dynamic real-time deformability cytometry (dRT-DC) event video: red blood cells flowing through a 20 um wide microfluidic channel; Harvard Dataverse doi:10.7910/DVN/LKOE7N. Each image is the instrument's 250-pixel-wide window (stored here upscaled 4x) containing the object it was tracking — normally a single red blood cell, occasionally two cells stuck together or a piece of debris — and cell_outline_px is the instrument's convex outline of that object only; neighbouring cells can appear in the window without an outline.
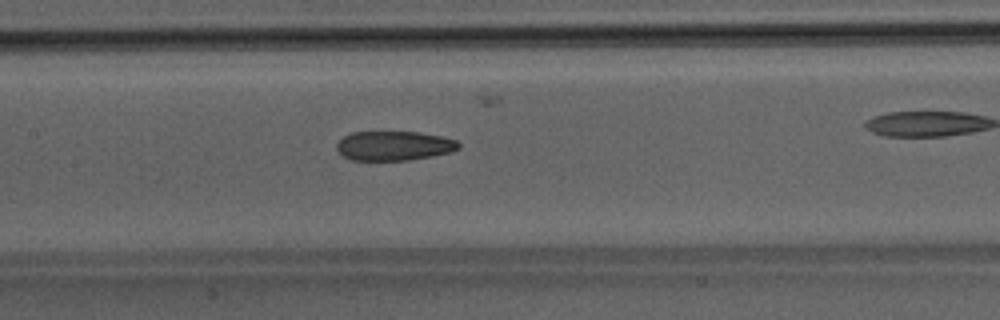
{"species": "Egyptian fruit bat (a non-hibernating species)", "species_latin": "Rousettus aegyptiacus", "temperature_condition": "room temperature", "stored_images_in_passage": 36, "camera_frame_rate_fps": 3000, "um_per_image_px": 0.085, "animal": {"sex": "male"}, "frame": {"image": 1, "passage_image": 21, "time_ms": 6.667, "image_size_px": [1000, 320], "cell_outline_px": [[460, 148], [452, 152], [432, 156], [408, 160], [352, 160], [344, 156], [336, 148], [336, 144], [344, 136], [352, 132], [420, 132], [440, 136], [456, 140], [460, 144]], "centroid_in_image_um": [33.51, 12.39], "position_along_channel_um": 173.9, "area_um2": 20.87}}
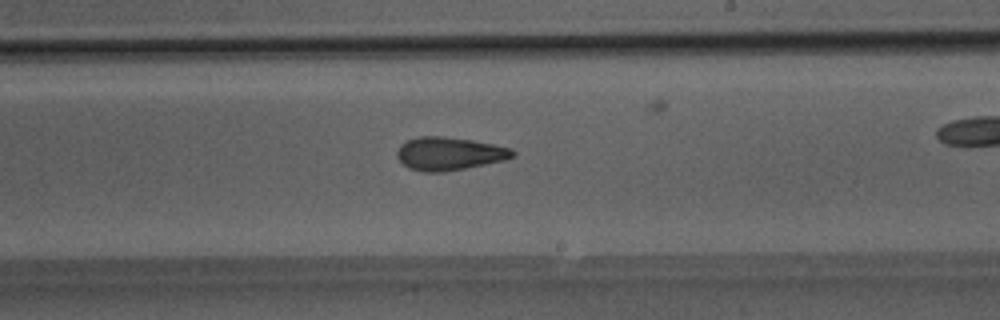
{"frame": {"image": 2, "passage_image": 26, "time_ms": 8.333, "image_size_px": [1000, 320], "cell_outline_px": [[516, 152], [512, 156], [504, 160], [444, 172], [424, 172], [408, 168], [396, 156], [396, 152], [400, 144], [408, 140], [420, 136], [444, 136], [472, 140], [512, 148]], "centroid_in_image_um": [38.15, 13.05], "position_along_channel_um": 250.8, "area_um2": 22.2}}